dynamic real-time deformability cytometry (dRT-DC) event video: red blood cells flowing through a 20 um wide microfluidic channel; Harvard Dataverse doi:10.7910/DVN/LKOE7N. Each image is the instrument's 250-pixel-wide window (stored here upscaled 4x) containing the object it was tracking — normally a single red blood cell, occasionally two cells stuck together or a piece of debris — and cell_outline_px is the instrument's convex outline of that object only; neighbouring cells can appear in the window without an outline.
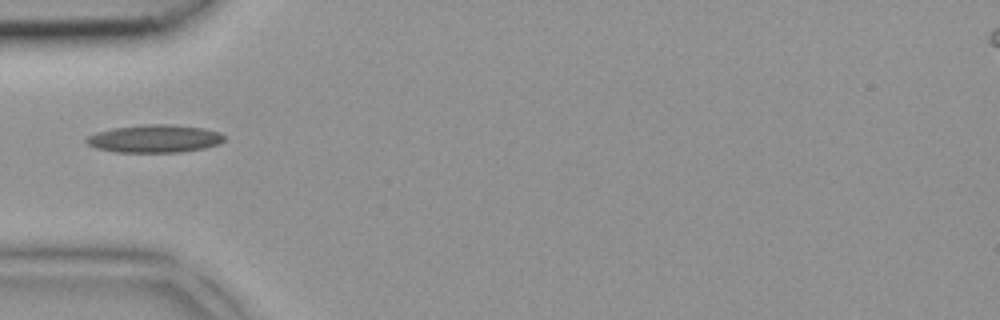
{"species": "common noctule bat (a hibernating species)", "species_latin": "Nyctalus noctula", "temperature_condition": "room temperature", "stored_images_in_passage": 5, "camera_frame_rate_fps": 3000, "um_per_image_px": 0.085, "animal": {"sex": "female", "body_mass_g": 18.4}, "frame": {"image": 1, "passage_image": 4, "time_ms": 1.0, "image_size_px": [1000, 320], "cell_outline_px": [[224, 140], [220, 144], [204, 148], [180, 152], [116, 152], [96, 148], [88, 144], [84, 140], [88, 136], [96, 132], [112, 128], [144, 124], [176, 124], [204, 128], [220, 132], [224, 136]], "centroid_in_image_um": [13.16, 11.78], "position_along_channel_um": 71.8, "area_um2": 22.54}}